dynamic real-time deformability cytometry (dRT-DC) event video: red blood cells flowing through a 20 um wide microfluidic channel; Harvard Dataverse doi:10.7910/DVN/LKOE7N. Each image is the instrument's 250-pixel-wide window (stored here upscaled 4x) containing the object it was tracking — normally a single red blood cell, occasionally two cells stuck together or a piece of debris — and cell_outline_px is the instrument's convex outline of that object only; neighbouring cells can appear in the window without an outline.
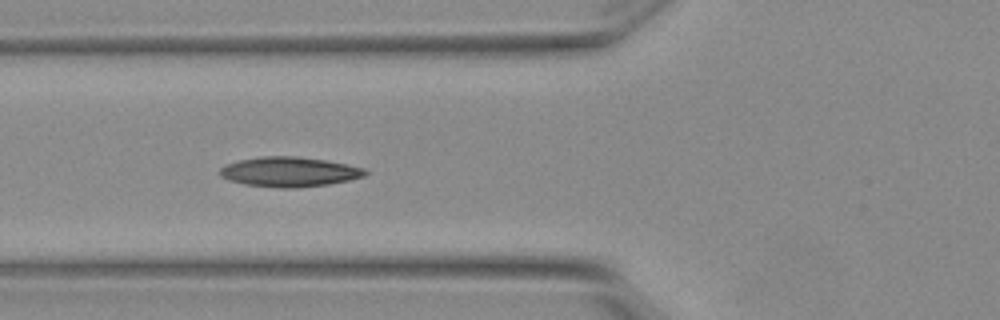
{"species": "Egyptian fruit bat (a non-hibernating species)", "species_latin": "Rousettus aegyptiacus", "temperature_condition": "warm", "stored_images_in_passage": 12, "camera_frame_rate_fps": 3000, "um_per_image_px": 0.085, "animal": {"sex": "female"}, "frame": {"image": 1, "passage_image": 9, "time_ms": 2.667, "image_size_px": [1000, 320], "cell_outline_px": [[368, 172], [364, 176], [348, 180], [328, 184], [296, 188], [280, 188], [244, 184], [228, 180], [220, 176], [220, 168], [228, 164], [240, 160], [260, 156], [296, 156], [324, 160], [364, 168]], "centroid_in_image_um": [24.57, 14.61], "position_along_channel_um": 101.2, "area_um2": 25.03}}